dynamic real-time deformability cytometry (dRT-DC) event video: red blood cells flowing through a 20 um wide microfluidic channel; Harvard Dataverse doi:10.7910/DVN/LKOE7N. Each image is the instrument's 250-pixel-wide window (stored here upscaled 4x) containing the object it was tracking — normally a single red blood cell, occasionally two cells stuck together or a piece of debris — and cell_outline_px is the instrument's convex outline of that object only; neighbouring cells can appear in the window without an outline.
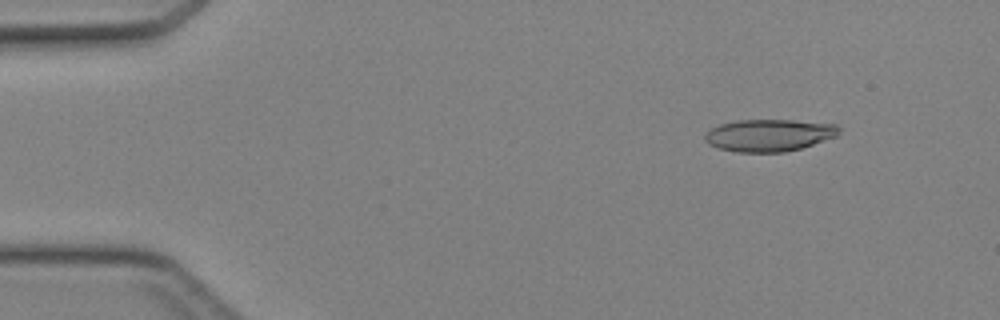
{"species": "Egyptian fruit bat (a non-hibernating species)", "species_latin": "Rousettus aegyptiacus", "temperature_condition": "cold", "stored_images_in_passage": 45, "camera_frame_rate_fps": 3000, "um_per_image_px": 0.085, "animal": {"sex": "female"}, "frame": {"image": 1, "passage_image": 5, "time_ms": 1.333, "image_size_px": [1000, 320], "cell_outline_px": [[840, 128], [836, 136], [800, 148], [784, 152], [736, 152], [720, 148], [708, 144], [704, 140], [704, 136], [712, 128], [720, 124], [736, 120], [792, 120], [836, 124]], "centroid_in_image_um": [65.35, 11.49], "position_along_channel_um": 19.7, "area_um2": 24.91}}
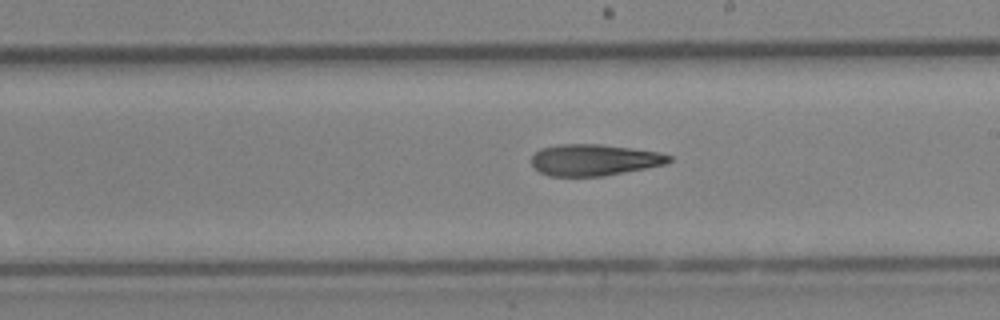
{"frame": {"image": 2, "passage_image": 26, "time_ms": 8.333, "image_size_px": [1000, 320], "cell_outline_px": [[672, 160], [664, 164], [604, 176], [548, 176], [540, 172], [532, 164], [532, 156], [540, 148], [560, 144], [600, 144], [656, 152], [672, 156]], "centroid_in_image_um": [50.46, 13.59], "position_along_channel_um": 238.5, "area_um2": 24.85}}
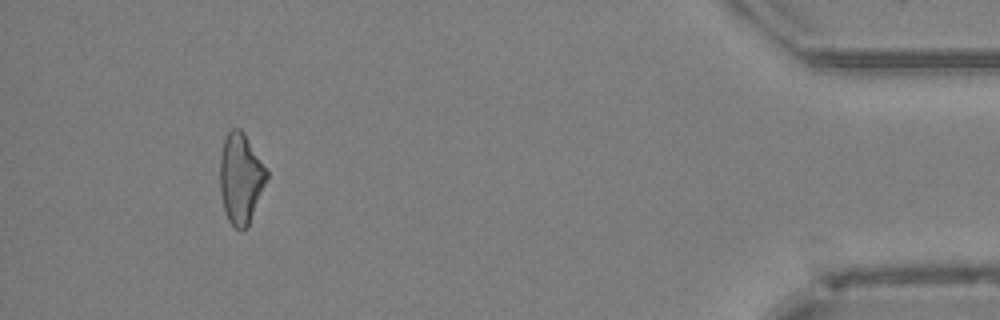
{"frame": {"image": 3, "passage_image": 42, "time_ms": 13.667, "image_size_px": [1000, 320], "cell_outline_px": [[268, 176], [248, 224], [244, 228], [236, 228], [228, 220], [224, 212], [220, 192], [220, 156], [224, 136], [232, 128], [240, 128], [244, 132], [268, 172]], "centroid_in_image_um": [20.42, 15.11], "position_along_channel_um": 414.8, "area_um2": 24.28}}